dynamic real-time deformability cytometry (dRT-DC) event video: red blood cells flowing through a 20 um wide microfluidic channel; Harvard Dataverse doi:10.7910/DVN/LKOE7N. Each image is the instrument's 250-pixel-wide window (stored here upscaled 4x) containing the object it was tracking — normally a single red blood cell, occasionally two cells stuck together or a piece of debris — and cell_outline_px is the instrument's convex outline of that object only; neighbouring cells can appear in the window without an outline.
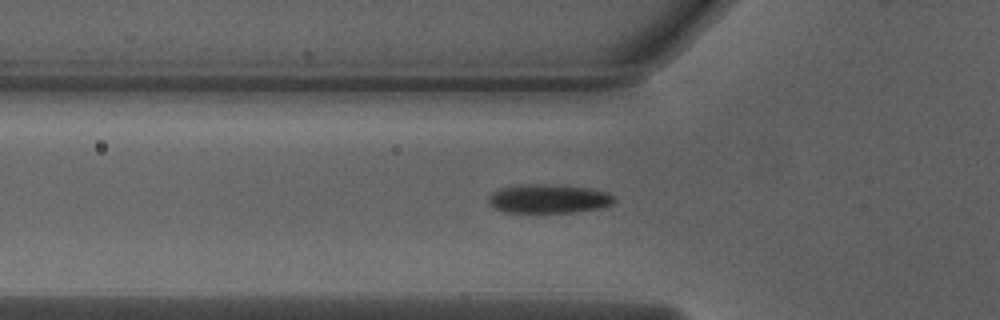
{"species": "Egyptian fruit bat (a non-hibernating species)", "species_latin": "Rousettus aegyptiacus", "temperature_condition": "warm", "stored_images_in_passage": 39, "camera_frame_rate_fps": 3000, "um_per_image_px": 0.085, "animal": {"sex": "male"}, "frame": {"image": 1, "passage_image": 6, "time_ms": 1.667, "image_size_px": [1000, 320], "cell_outline_px": [[616, 200], [612, 204], [604, 208], [576, 212], [504, 212], [496, 208], [488, 200], [488, 196], [492, 192], [500, 188], [524, 184], [552, 184], [588, 188], [608, 192], [616, 196]], "centroid_in_image_um": [46.7, 16.89], "position_along_channel_um": 79.1, "area_um2": 21.33}}
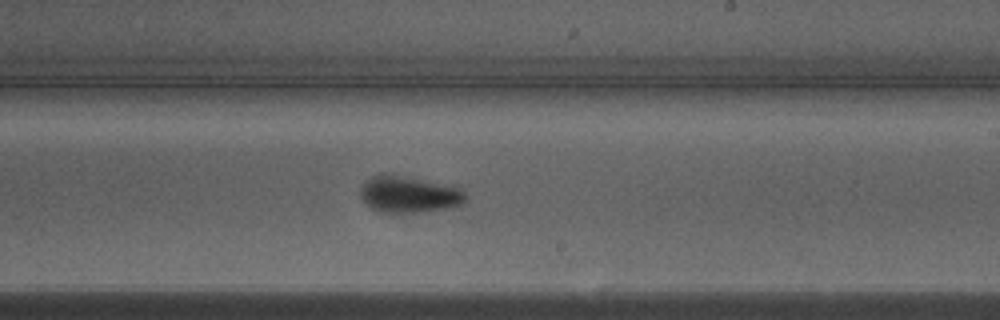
{"frame": {"image": 2, "passage_image": 19, "time_ms": 6.0, "image_size_px": [1000, 320], "cell_outline_px": [[468, 196], [464, 204], [448, 208], [420, 212], [380, 212], [372, 208], [360, 196], [360, 188], [372, 176], [380, 172], [392, 172], [460, 184]], "centroid_in_image_um": [34.89, 16.44], "position_along_channel_um": 254.1, "area_um2": 23.81}}
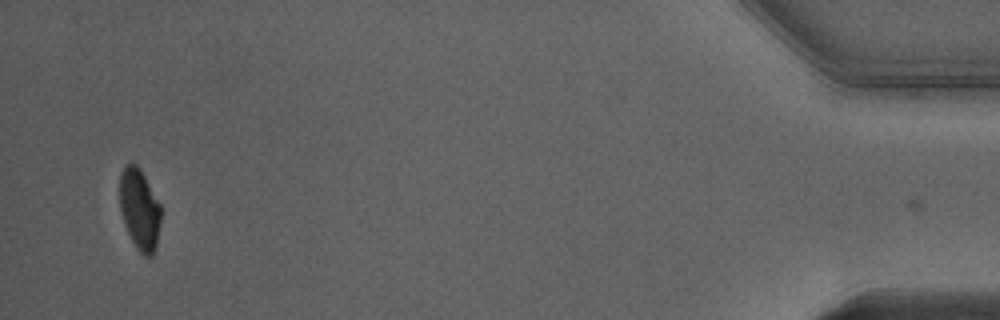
{"frame": {"image": 3, "passage_image": 38, "time_ms": 12.333, "image_size_px": [1000, 320], "cell_outline_px": [[160, 224], [156, 244], [152, 256], [144, 256], [136, 248], [128, 232], [120, 208], [120, 176], [124, 168], [128, 164], [136, 164], [140, 168], [160, 204]], "centroid_in_image_um": [11.87, 17.8], "position_along_channel_um": 423.3, "area_um2": 19.02}, "authors_computed_cell_mechanics": {"area_um2": 21.3282, "velocity_mm_per_s": 4.0348, "shape_relaxation_time_tau1_ms": 3.3809, "shape_relaxation_time_tau2_ms": null, "deformation_change_tau1": 0.1543, "deformation_change_tau2": null}}